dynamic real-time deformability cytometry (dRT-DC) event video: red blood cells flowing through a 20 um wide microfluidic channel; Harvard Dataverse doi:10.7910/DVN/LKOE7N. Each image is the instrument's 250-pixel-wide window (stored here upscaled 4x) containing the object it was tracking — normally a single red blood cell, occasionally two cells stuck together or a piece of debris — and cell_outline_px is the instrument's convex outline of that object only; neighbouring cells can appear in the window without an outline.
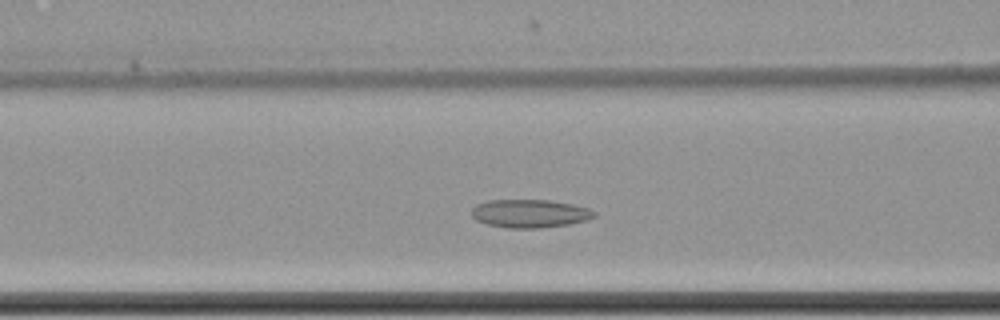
{"species": "common noctule bat (a hibernating species)", "species_latin": "Nyctalus noctula", "temperature_condition": "cold", "stored_images_in_passage": 51, "camera_frame_rate_fps": 3000, "um_per_image_px": 0.085, "animal": {"sex": "female", "body_mass_g": 22.7, "forearm_length_mm": 54.2}, "frame": {"image": 1, "passage_image": 16, "time_ms": 5.0, "image_size_px": [1000, 320], "cell_outline_px": [[596, 216], [588, 220], [568, 224], [540, 228], [508, 228], [488, 224], [476, 220], [472, 216], [472, 208], [476, 204], [488, 200], [548, 200], [572, 204], [588, 208], [596, 212]], "centroid_in_image_um": [45.04, 18.15], "position_along_channel_um": 121.6, "area_um2": 20.17}}
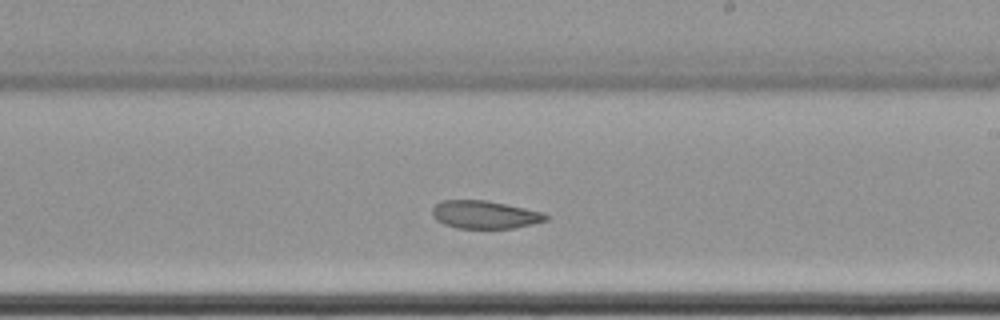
{"frame": {"image": 2, "passage_image": 27, "time_ms": 8.667, "image_size_px": [1000, 320], "cell_outline_px": [[548, 220], [516, 228], [456, 228], [444, 224], [436, 220], [432, 216], [432, 208], [440, 200], [484, 200], [544, 212], [548, 216]], "centroid_in_image_um": [41.19, 18.25], "position_along_channel_um": 247.8, "area_um2": 18.5}}
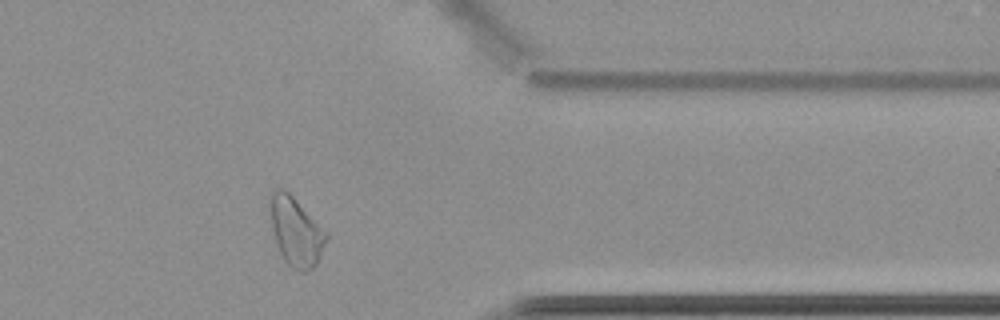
{"frame": {"image": 3, "passage_image": 40, "time_ms": 13.0, "image_size_px": [1000, 320], "cell_outline_px": [[328, 236], [316, 264], [308, 272], [300, 272], [292, 268], [284, 260], [280, 252], [272, 228], [268, 200], [268, 196], [276, 188], [284, 188], [328, 232]], "centroid_in_image_um": [25.14, 19.66], "position_along_channel_um": 386.3, "area_um2": 22.48}, "authors_computed_cell_mechanics": {"area_um2": 21.1548, "velocity_mm_per_s": 3.4474, "shape_relaxation_time_tau1_ms": null, "shape_relaxation_time_tau2_ms": 8.834, "deformation_change_tau1": null, "deformation_change_tau2": 0.1125}}